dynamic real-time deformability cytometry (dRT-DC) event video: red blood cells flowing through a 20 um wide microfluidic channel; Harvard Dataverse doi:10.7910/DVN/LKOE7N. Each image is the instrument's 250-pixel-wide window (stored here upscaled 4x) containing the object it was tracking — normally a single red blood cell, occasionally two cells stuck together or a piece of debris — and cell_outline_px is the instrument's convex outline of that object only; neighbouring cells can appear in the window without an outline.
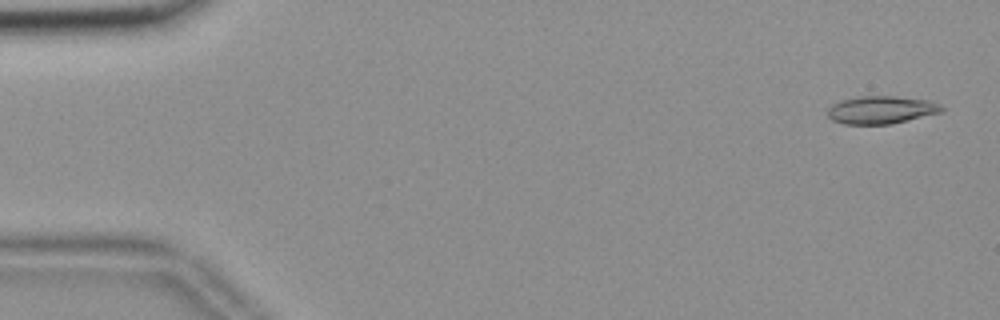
{"species": "common noctule bat (a hibernating species)", "species_latin": "Nyctalus noctula", "temperature_condition": "room temperature", "stored_images_in_passage": 55, "camera_frame_rate_fps": 3000, "um_per_image_px": 0.085, "animal": {"sex": "female", "body_mass_g": 18.4}, "frame": {"image": 1, "passage_image": 2, "time_ms": 0.333, "image_size_px": [1000, 320], "cell_outline_px": [[944, 112], [892, 124], [844, 124], [832, 120], [828, 116], [828, 108], [832, 104], [840, 100], [856, 96], [896, 96], [932, 100], [940, 104], [944, 108]], "centroid_in_image_um": [74.94, 9.33], "position_along_channel_um": 10.1, "area_um2": 18.84}}
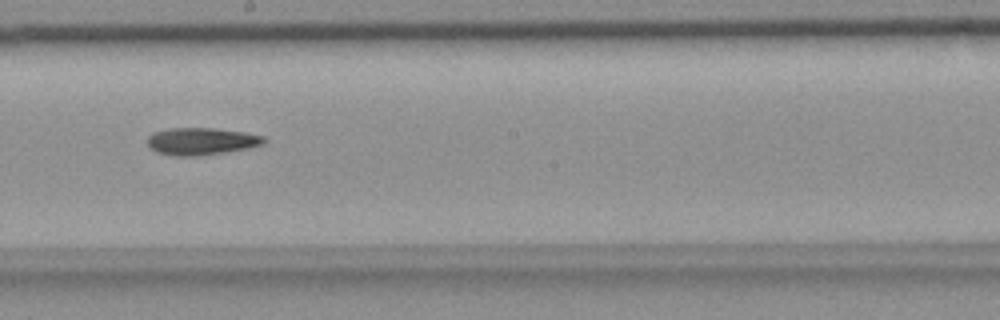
{"frame": {"image": 2, "passage_image": 31, "time_ms": 10.0, "image_size_px": [1000, 320], "cell_outline_px": [[268, 140], [264, 144], [248, 148], [224, 152], [196, 156], [172, 156], [156, 152], [148, 148], [148, 136], [152, 132], [168, 128], [216, 128], [244, 132], [264, 136]], "centroid_in_image_um": [17.09, 12.0], "position_along_channel_um": 231.1, "area_um2": 18.73}}
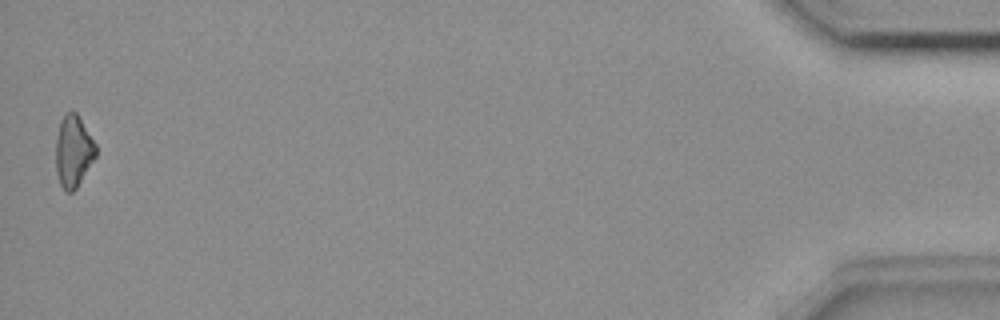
{"frame": {"image": 3, "passage_image": 55, "time_ms": 18.0, "image_size_px": [1000, 320], "cell_outline_px": [[96, 156], [76, 188], [72, 192], [64, 192], [60, 184], [56, 172], [56, 136], [60, 120], [72, 108], [76, 112], [96, 144]], "centroid_in_image_um": [6.22, 12.85], "position_along_channel_um": 429.0, "area_um2": 16.76}, "authors_computed_cell_mechanics": {"area_um2": 17.918, "velocity_mm_per_s": 3.6469, "shape_relaxation_time_tau1_ms": 7.8026, "shape_relaxation_time_tau2_ms": null, "deformation_change_tau1": 0.1565, "deformation_change_tau2": null}}